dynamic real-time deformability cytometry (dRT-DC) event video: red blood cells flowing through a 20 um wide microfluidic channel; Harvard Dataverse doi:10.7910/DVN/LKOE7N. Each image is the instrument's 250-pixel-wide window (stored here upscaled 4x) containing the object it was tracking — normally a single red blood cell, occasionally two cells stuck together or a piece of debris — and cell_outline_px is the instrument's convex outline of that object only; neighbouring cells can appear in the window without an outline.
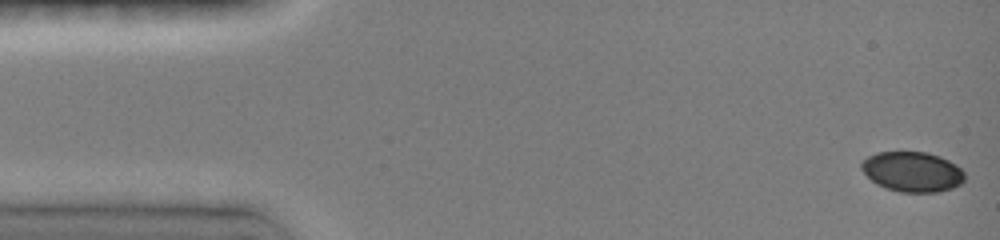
{"species": "common noctule bat (a hibernating species)", "species_latin": "Nyctalus noctula", "temperature_condition": "room temperature", "stored_images_in_passage": 18, "camera_frame_rate_fps": 3000, "um_per_image_px": 0.085, "animal": {"sex": "female", "body_mass_g": 19.0, "forearm_length_mm": 51.5}, "frame": {"image": 1, "passage_image": 1, "time_ms": 0.0, "image_size_px": [1000, 240], "cell_outline_px": [[964, 180], [960, 184], [952, 188], [936, 192], [900, 192], [876, 184], [860, 168], [860, 164], [868, 156], [876, 152], [928, 152], [940, 156], [956, 164], [964, 172]], "centroid_in_image_um": [77.55, 14.59], "position_along_channel_um": 7.4, "area_um2": 24.04}}
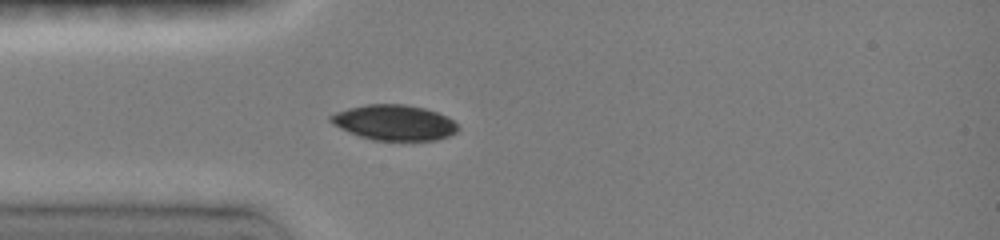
{"frame": {"image": 2, "passage_image": 12, "time_ms": 4.0, "image_size_px": [1000, 240], "cell_outline_px": [[460, 128], [456, 132], [448, 136], [436, 140], [372, 140], [348, 132], [332, 124], [328, 120], [328, 116], [336, 112], [348, 108], [368, 104], [404, 104], [424, 108], [448, 116]], "centroid_in_image_um": [33.49, 10.41], "position_along_channel_um": 51.5, "area_um2": 26.3}}
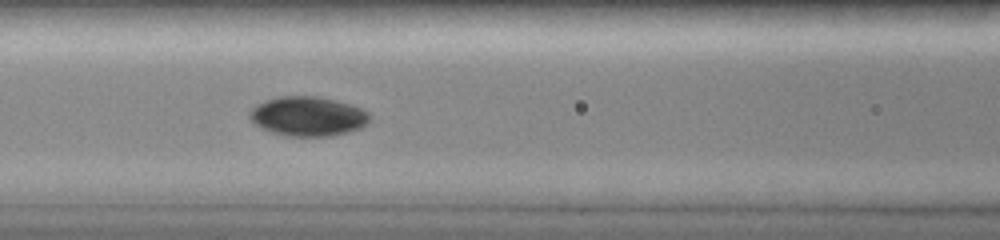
{"frame": {"image": 3, "passage_image": 18, "time_ms": 6.333, "image_size_px": [1000, 240], "cell_outline_px": [[368, 124], [360, 128], [348, 132], [332, 136], [284, 136], [260, 128], [248, 116], [248, 112], [256, 104], [280, 96], [316, 96], [348, 104], [360, 108], [368, 112]], "centroid_in_image_um": [26.14, 9.9], "position_along_channel_um": 140.5, "area_um2": 27.46}}